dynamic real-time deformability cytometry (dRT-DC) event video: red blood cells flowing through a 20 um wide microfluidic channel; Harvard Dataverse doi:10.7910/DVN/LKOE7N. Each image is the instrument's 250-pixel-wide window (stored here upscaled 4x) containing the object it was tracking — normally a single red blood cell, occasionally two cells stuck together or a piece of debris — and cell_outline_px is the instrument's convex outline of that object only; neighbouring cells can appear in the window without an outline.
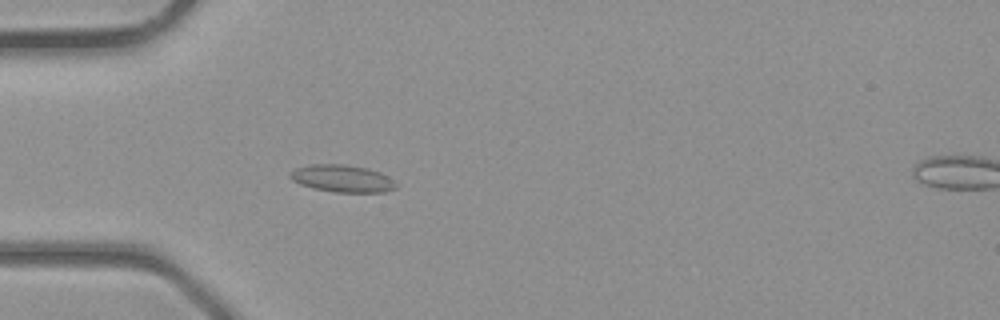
{"species": "common noctule bat (a hibernating species)", "species_latin": "Nyctalus noctula", "temperature_condition": "room temperature", "stored_images_in_passage": 34, "camera_frame_rate_fps": 3000, "um_per_image_px": 0.085, "animal": {"sex": "male", "body_mass_g": 23.1, "forearm_length_mm": 52.7}, "frame": {"image": 1, "passage_image": 8, "time_ms": 2.333, "image_size_px": [1000, 320], "cell_outline_px": [[396, 188], [384, 192], [332, 192], [312, 188], [300, 184], [292, 180], [288, 176], [288, 172], [296, 168], [308, 164], [344, 164], [368, 168], [380, 172], [392, 180], [396, 184]], "centroid_in_image_um": [29.03, 15.17], "position_along_channel_um": 56.0, "area_um2": 16.94}}
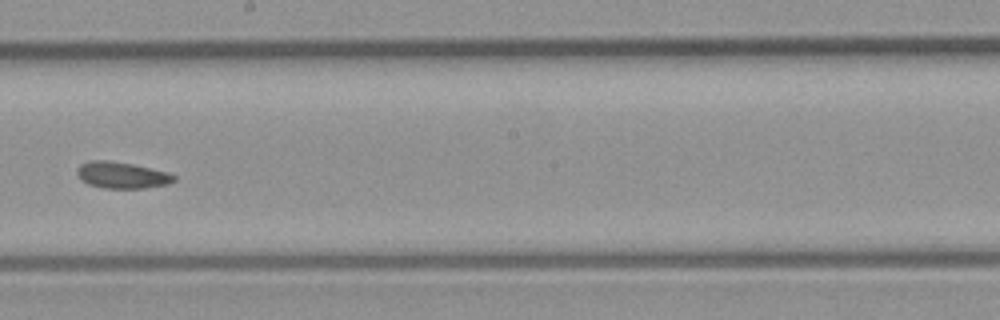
{"frame": {"image": 2, "passage_image": 19, "time_ms": 6.0, "image_size_px": [1000, 320], "cell_outline_px": [[176, 180], [168, 184], [144, 188], [104, 188], [88, 184], [76, 172], [76, 168], [80, 164], [88, 160], [108, 160], [132, 164], [168, 172], [176, 176]], "centroid_in_image_um": [10.36, 14.88], "position_along_channel_um": 237.8, "area_um2": 14.91}}
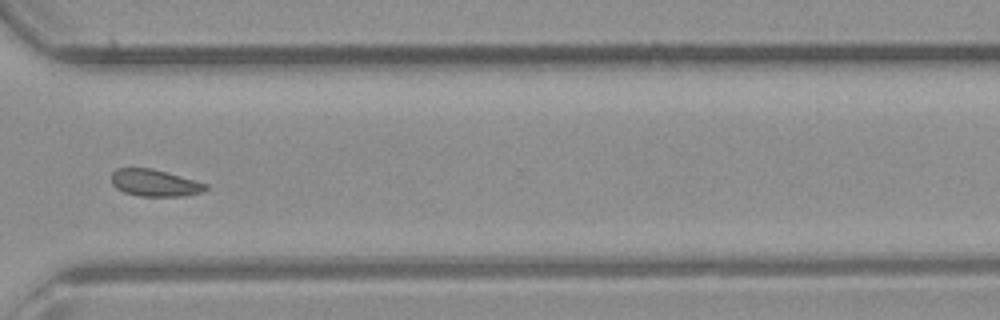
{"frame": {"image": 3, "passage_image": 26, "time_ms": 8.333, "image_size_px": [1000, 320], "cell_outline_px": [[208, 188], [204, 192], [184, 196], [140, 196], [124, 192], [116, 188], [112, 184], [112, 172], [116, 168], [152, 168], [208, 184]], "centroid_in_image_um": [13.16, 15.55], "position_along_channel_um": 357.4, "area_um2": 14.8}}